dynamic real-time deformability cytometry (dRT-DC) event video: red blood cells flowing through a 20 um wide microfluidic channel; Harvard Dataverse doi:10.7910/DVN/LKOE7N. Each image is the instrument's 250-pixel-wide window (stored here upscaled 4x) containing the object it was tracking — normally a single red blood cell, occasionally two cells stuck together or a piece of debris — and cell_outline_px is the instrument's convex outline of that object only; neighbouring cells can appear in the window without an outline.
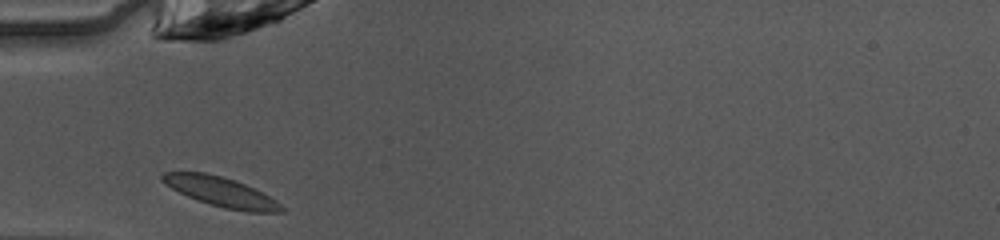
{"species": "common noctule bat (a hibernating species)", "species_latin": "Nyctalus noctula", "temperature_condition": "warm", "stored_images_in_passage": 26, "camera_frame_rate_fps": 3000, "um_per_image_px": 0.085, "animal": {"sex": "female", "body_mass_g": 10.0, "forearm_length_mm": 53.1}, "frame": {"image": 1, "passage_image": 1, "time_ms": 0.0, "image_size_px": [1000, 240], "cell_outline_px": [[284, 212], [248, 212], [224, 208], [196, 200], [164, 184], [160, 180], [160, 176], [164, 172], [208, 172], [244, 184], [276, 200], [284, 208]], "centroid_in_image_um": [18.75, 16.31], "position_along_channel_um": 66.3, "area_um2": 20.29}}
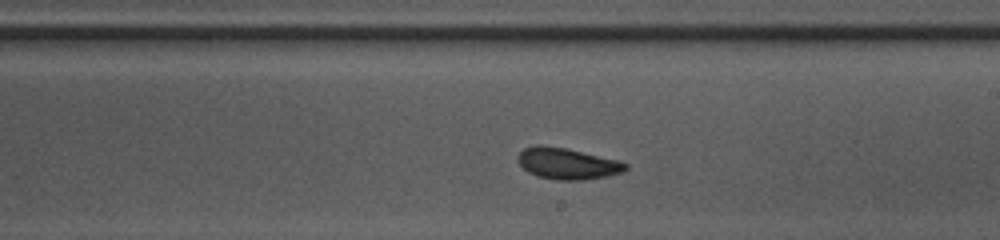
{"frame": {"image": 2, "passage_image": 14, "time_ms": 4.333, "image_size_px": [1000, 240], "cell_outline_px": [[628, 168], [624, 172], [608, 176], [584, 180], [556, 180], [536, 176], [528, 172], [516, 160], [516, 156], [524, 148], [536, 144], [568, 148], [620, 160], [628, 164]], "centroid_in_image_um": [48.24, 13.9], "position_along_channel_um": 240.8, "area_um2": 20.06}}
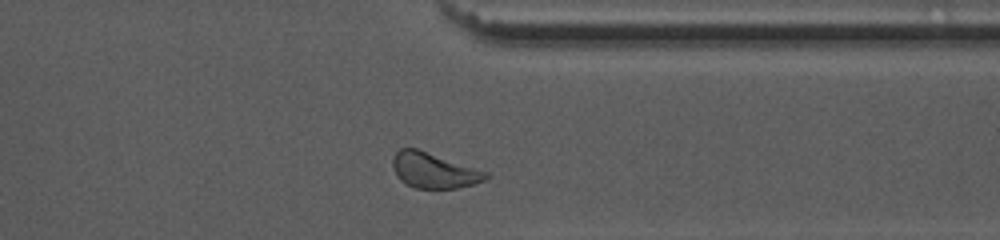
{"frame": {"image": 3, "passage_image": 24, "time_ms": 7.667, "image_size_px": [1000, 240], "cell_outline_px": [[488, 176], [484, 180], [476, 184], [456, 188], [416, 188], [400, 180], [396, 176], [392, 164], [392, 160], [396, 152], [400, 148], [416, 148], [488, 172]], "centroid_in_image_um": [36.86, 14.49], "position_along_channel_um": 374.5, "area_um2": 19.02}, "authors_computed_cell_mechanics": {"area_um2": 19.1318, "velocity_mm_per_s": 4.0474, "shape_relaxation_time_tau1_ms": 5.3795, "shape_relaxation_time_tau2_ms": 7.2977, "deformation_change_tau1": 0.1213, "deformation_change_tau2": 0.1187}}